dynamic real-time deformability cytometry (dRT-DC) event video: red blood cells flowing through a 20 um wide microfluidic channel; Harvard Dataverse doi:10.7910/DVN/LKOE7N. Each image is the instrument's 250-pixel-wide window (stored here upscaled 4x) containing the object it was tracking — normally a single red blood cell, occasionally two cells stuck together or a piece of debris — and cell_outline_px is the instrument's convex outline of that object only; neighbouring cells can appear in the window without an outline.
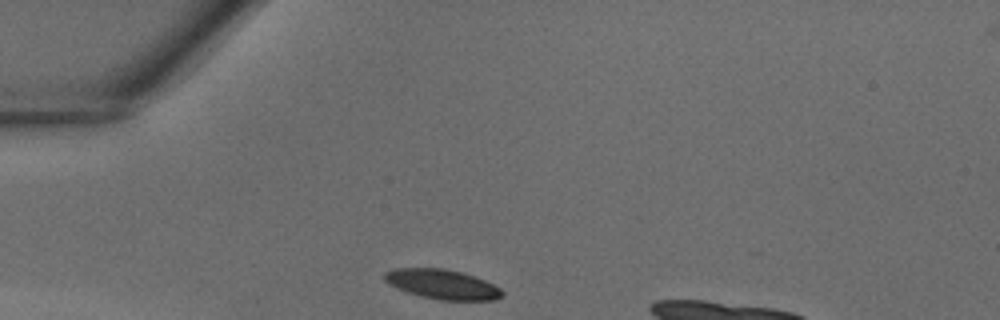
{"species": "common noctule bat (a hibernating species)", "species_latin": "Nyctalus noctula", "temperature_condition": "warm", "stored_images_in_passage": 26, "camera_frame_rate_fps": 3000, "um_per_image_px": 0.085, "animal": {"sex": "male", "body_mass_g": 18.8}, "frame": {"image": 1, "passage_image": 1, "time_ms": 0.0, "image_size_px": [1000, 320], "cell_outline_px": [[504, 296], [496, 300], [440, 300], [408, 292], [388, 284], [384, 280], [384, 272], [392, 268], [444, 268], [460, 272], [484, 280], [500, 288], [504, 292]], "centroid_in_image_um": [37.59, 24.16], "position_along_channel_um": 47.4, "area_um2": 20.23}}
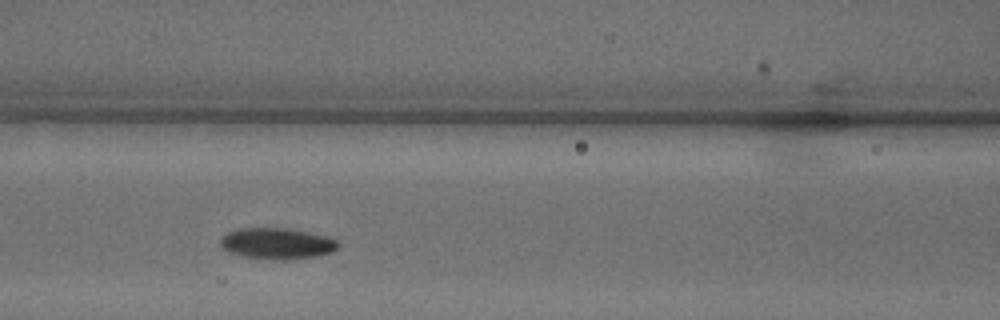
{"frame": {"image": 2, "passage_image": 8, "time_ms": 2.333, "image_size_px": [1000, 320], "cell_outline_px": [[340, 244], [332, 252], [320, 256], [284, 260], [272, 260], [244, 256], [228, 252], [220, 248], [220, 236], [236, 228], [284, 228], [308, 232], [328, 236], [336, 240]], "centroid_in_image_um": [23.51, 20.7], "position_along_channel_um": 143.1, "area_um2": 21.68}}
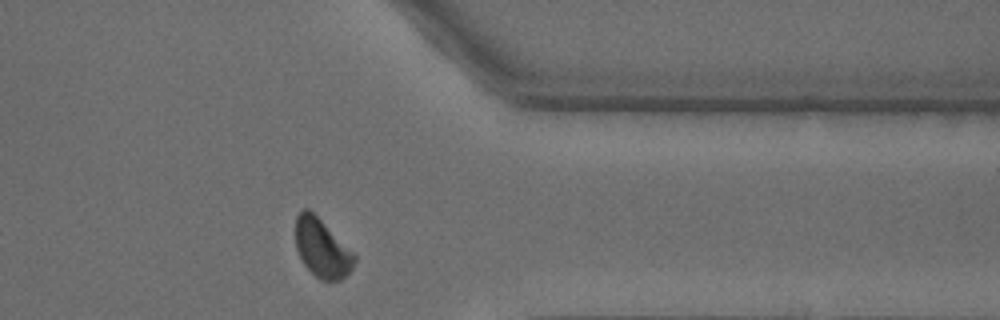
{"frame": {"image": 3, "passage_image": 23, "time_ms": 7.333, "image_size_px": [1000, 320], "cell_outline_px": [[356, 260], [352, 268], [340, 280], [320, 280], [304, 264], [296, 248], [296, 216], [304, 208], [308, 208], [356, 256]], "centroid_in_image_um": [27.35, 21.11], "position_along_channel_um": 384.1, "area_um2": 19.36}}